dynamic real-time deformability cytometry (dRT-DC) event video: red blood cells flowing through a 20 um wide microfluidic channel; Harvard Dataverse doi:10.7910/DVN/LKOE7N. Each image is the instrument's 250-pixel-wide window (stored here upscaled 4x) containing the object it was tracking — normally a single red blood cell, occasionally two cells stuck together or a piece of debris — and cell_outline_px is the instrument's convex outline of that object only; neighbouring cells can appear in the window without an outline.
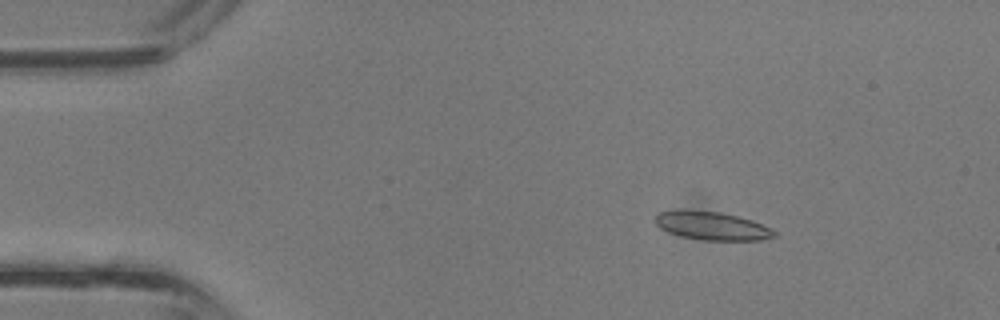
{"species": "common noctule bat (a hibernating species)", "species_latin": "Nyctalus noctula", "temperature_condition": "room temperature", "stored_images_in_passage": 38, "camera_frame_rate_fps": 3000, "um_per_image_px": 0.085, "animal": {"sex": "male", "body_mass_g": 13.3}, "frame": {"image": 1, "passage_image": 6, "time_ms": 1.667, "image_size_px": [1000, 320], "cell_outline_px": [[776, 236], [760, 240], [704, 240], [680, 236], [668, 232], [660, 228], [656, 224], [656, 216], [660, 212], [680, 208], [684, 208], [720, 212], [752, 220], [772, 228], [776, 232]], "centroid_in_image_um": [60.49, 19.18], "position_along_channel_um": 24.5, "area_um2": 19.88}}
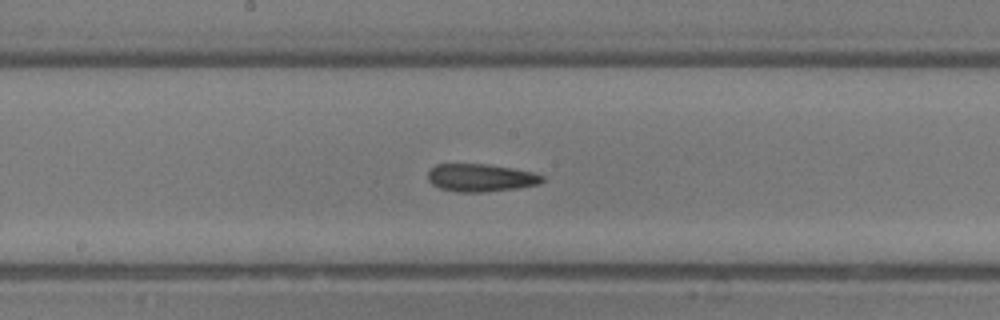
{"frame": {"image": 2, "passage_image": 20, "time_ms": 6.333, "image_size_px": [1000, 320], "cell_outline_px": [[544, 180], [540, 184], [516, 188], [484, 192], [460, 192], [440, 188], [432, 184], [428, 180], [428, 172], [436, 164], [488, 164], [512, 168], [532, 172], [544, 176]], "centroid_in_image_um": [40.87, 15.1], "position_along_channel_um": 207.3, "area_um2": 18.44}}
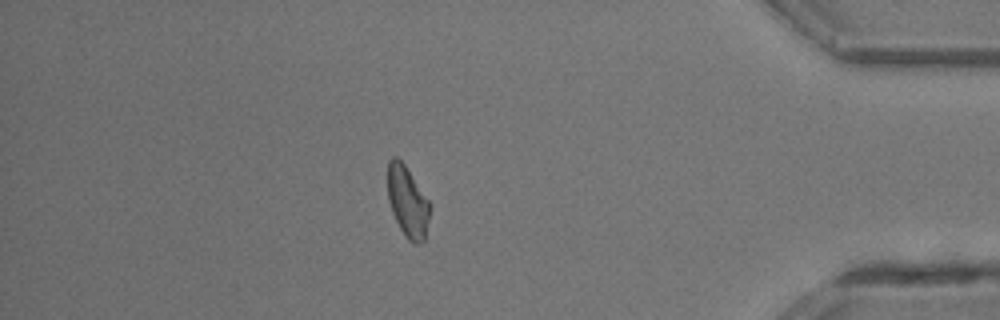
{"frame": {"image": 3, "passage_image": 33, "time_ms": 10.667, "image_size_px": [1000, 320], "cell_outline_px": [[428, 220], [424, 240], [416, 244], [412, 244], [404, 236], [392, 212], [388, 200], [388, 160], [392, 156], [396, 156], [404, 164], [428, 200]], "centroid_in_image_um": [34.6, 17.15], "position_along_channel_um": 400.6, "area_um2": 17.05}}